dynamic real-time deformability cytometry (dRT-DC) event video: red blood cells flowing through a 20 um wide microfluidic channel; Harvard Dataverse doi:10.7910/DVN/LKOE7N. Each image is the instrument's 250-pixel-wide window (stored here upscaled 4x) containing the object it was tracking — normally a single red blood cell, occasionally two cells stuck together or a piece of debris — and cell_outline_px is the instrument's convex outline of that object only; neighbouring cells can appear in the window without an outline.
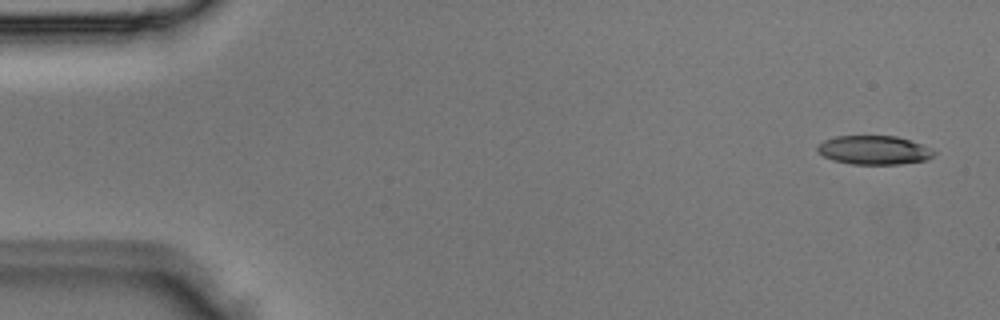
{"species": "Egyptian fruit bat (a non-hibernating species)", "species_latin": "Rousettus aegyptiacus", "temperature_condition": "room temperature", "stored_images_in_passage": 4, "camera_frame_rate_fps": 3000, "um_per_image_px": 0.085, "animal": {"sex": "male"}, "frame": {"image": 1, "passage_image": 1, "time_ms": 0.0, "image_size_px": [1000, 320], "cell_outline_px": [[936, 152], [928, 160], [900, 164], [852, 164], [832, 160], [824, 156], [816, 148], [816, 144], [824, 140], [836, 136], [896, 136], [932, 148]], "centroid_in_image_um": [74.28, 12.76], "position_along_channel_um": 10.7, "area_um2": 19.59}}
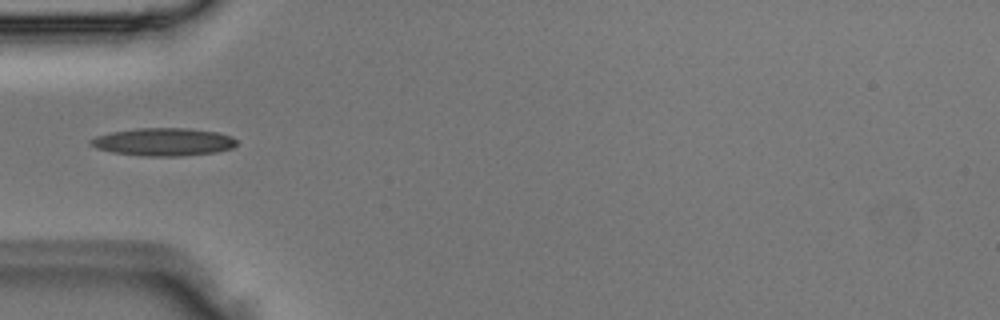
{"frame": {"image": 2, "passage_image": 4, "time_ms": 1.0, "image_size_px": [1000, 320], "cell_outline_px": [[236, 144], [232, 148], [216, 152], [180, 156], [144, 156], [112, 152], [96, 148], [88, 144], [88, 140], [96, 136], [112, 132], [136, 128], [188, 128], [220, 132], [232, 136], [236, 140]], "centroid_in_image_um": [13.89, 12.06], "position_along_channel_um": 71.1, "area_um2": 23.81}}